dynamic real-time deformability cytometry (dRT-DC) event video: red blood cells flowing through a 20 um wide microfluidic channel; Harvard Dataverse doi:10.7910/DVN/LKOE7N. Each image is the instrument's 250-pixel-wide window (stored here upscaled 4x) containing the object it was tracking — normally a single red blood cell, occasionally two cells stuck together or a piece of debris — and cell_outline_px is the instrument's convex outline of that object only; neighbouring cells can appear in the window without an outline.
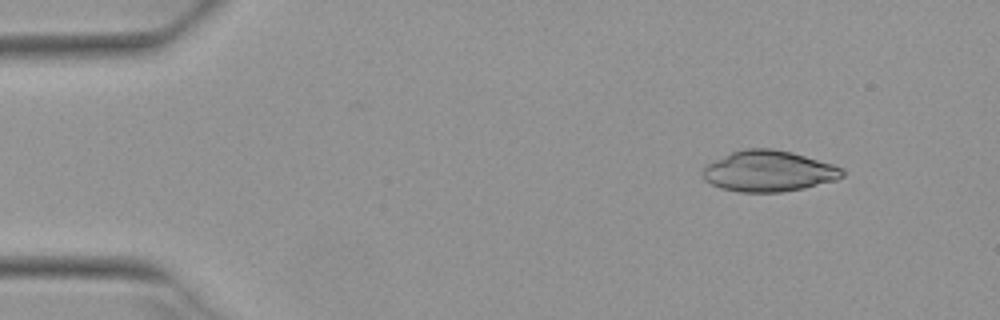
{"species": "Egyptian fruit bat (a non-hibernating species)", "species_latin": "Rousettus aegyptiacus", "temperature_condition": "warm", "stored_images_in_passage": 5, "camera_frame_rate_fps": 3000, "um_per_image_px": 0.085, "animal": {"sex": "female"}, "frame": {"image": 1, "passage_image": 2, "time_ms": 0.333, "image_size_px": [1000, 320], "cell_outline_px": [[844, 176], [836, 180], [804, 188], [780, 192], [740, 192], [720, 188], [704, 180], [704, 164], [712, 160], [732, 152], [744, 148], [772, 148], [792, 152], [832, 164], [844, 168]], "centroid_in_image_um": [65.33, 14.54], "position_along_channel_um": 19.7, "area_um2": 33.41}}